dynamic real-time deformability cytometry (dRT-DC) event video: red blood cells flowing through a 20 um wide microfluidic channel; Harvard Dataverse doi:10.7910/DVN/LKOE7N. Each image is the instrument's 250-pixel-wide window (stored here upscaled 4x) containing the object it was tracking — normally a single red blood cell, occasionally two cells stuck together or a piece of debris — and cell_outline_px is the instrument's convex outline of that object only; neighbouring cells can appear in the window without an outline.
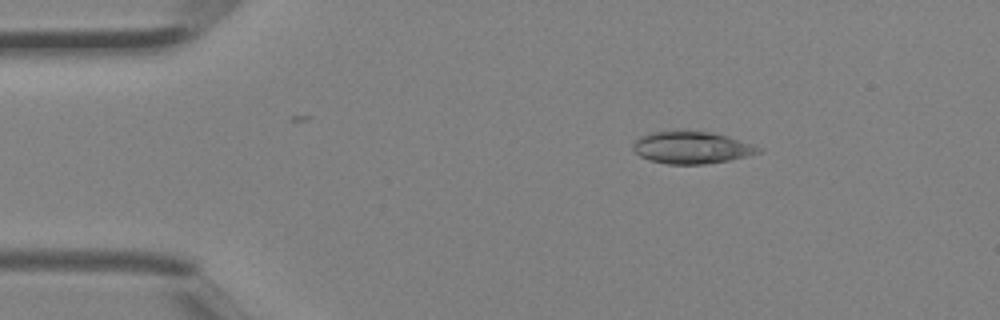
{"species": "Egyptian fruit bat (a non-hibernating species)", "species_latin": "Rousettus aegyptiacus", "temperature_condition": "room temperature", "stored_images_in_passage": 2, "camera_frame_rate_fps": 3000, "um_per_image_px": 0.085, "animal": {"sex": "female"}, "frame": {"image": 1, "passage_image": 1, "time_ms": 0.0, "image_size_px": [1000, 320], "cell_outline_px": [[764, 148], [760, 152], [728, 160], [704, 164], [668, 164], [648, 160], [640, 156], [632, 148], [632, 144], [640, 136], [652, 132], [712, 132], [752, 144]], "centroid_in_image_um": [58.76, 12.56], "position_along_channel_um": 26.2, "area_um2": 23.0}}